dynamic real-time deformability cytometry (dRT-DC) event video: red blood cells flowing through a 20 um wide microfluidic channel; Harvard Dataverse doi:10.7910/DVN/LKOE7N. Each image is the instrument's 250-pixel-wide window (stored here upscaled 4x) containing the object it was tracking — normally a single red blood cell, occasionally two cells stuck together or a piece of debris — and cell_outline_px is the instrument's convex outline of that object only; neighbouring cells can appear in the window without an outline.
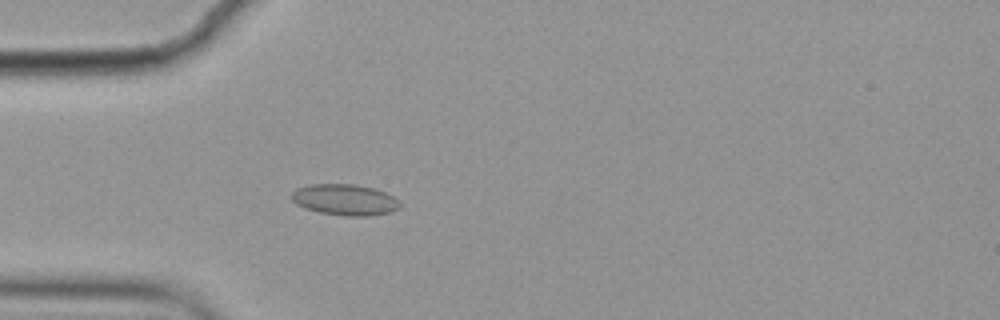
{"species": "common noctule bat (a hibernating species)", "species_latin": "Nyctalus noctula", "temperature_condition": "cold", "stored_images_in_passage": 5, "camera_frame_rate_fps": 3000, "um_per_image_px": 0.085, "animal": {"sex": "female", "body_mass_g": 19.9}, "frame": {"image": 1, "passage_image": 5, "time_ms": 1.333, "image_size_px": [1000, 320], "cell_outline_px": [[400, 208], [392, 212], [368, 216], [344, 216], [320, 212], [304, 208], [296, 204], [292, 200], [292, 192], [296, 188], [312, 184], [352, 184], [372, 188], [384, 192], [392, 196], [400, 204]], "centroid_in_image_um": [29.29, 16.99], "position_along_channel_um": 55.7, "area_um2": 19.54}}